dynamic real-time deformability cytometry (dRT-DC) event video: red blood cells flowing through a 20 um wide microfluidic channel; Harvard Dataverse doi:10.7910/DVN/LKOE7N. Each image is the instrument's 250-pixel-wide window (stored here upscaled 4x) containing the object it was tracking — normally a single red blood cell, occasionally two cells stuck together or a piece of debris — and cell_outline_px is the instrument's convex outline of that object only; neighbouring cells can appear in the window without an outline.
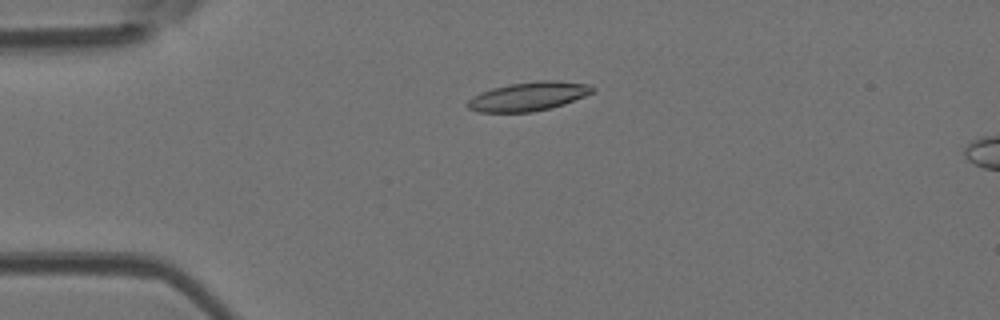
{"species": "Egyptian fruit bat (a non-hibernating species)", "species_latin": "Rousettus aegyptiacus", "temperature_condition": "room temperature", "stored_images_in_passage": 16, "camera_frame_rate_fps": 3000, "um_per_image_px": 0.085, "animal": {"sex": "female"}, "frame": {"image": 1, "passage_image": 12, "time_ms": 3.667, "image_size_px": [1000, 320], "cell_outline_px": [[596, 88], [592, 92], [584, 96], [564, 104], [532, 112], [480, 112], [468, 108], [464, 104], [472, 96], [480, 92], [492, 88], [508, 84], [540, 80], [560, 80], [592, 84]], "centroid_in_image_um": [44.91, 8.18], "position_along_channel_um": 40.1, "area_um2": 21.21}}